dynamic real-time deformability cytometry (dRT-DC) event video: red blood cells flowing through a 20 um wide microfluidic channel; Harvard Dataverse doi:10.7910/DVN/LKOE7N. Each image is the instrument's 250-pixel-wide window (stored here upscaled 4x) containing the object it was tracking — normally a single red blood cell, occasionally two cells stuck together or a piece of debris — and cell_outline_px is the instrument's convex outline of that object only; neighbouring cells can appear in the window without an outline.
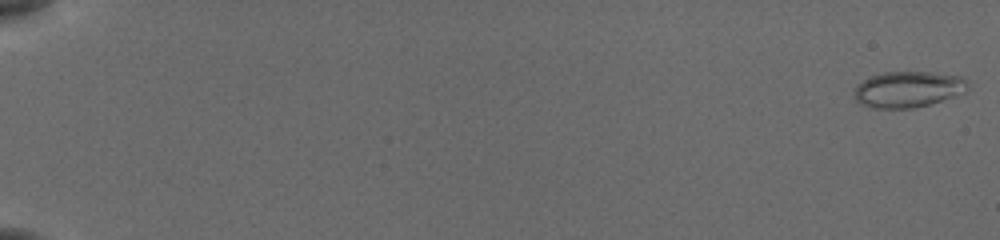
{"species": "common noctule bat (a hibernating species)", "species_latin": "Nyctalus noctula", "temperature_condition": "cold", "stored_images_in_passage": 56, "camera_frame_rate_fps": 3000, "um_per_image_px": 0.085, "animal": {"sex": "female", "body_mass_g": 19.5, "forearm_length_mm": 54.1}, "frame": {"image": 1, "passage_image": 1, "time_ms": 0.0, "image_size_px": [1000, 240], "cell_outline_px": [[968, 88], [964, 92], [928, 104], [912, 108], [872, 108], [860, 104], [852, 96], [852, 88], [856, 84], [872, 76], [884, 72], [928, 72], [960, 76], [964, 80]], "centroid_in_image_um": [77.08, 7.59], "position_along_channel_um": 7.9, "area_um2": 23.7}}
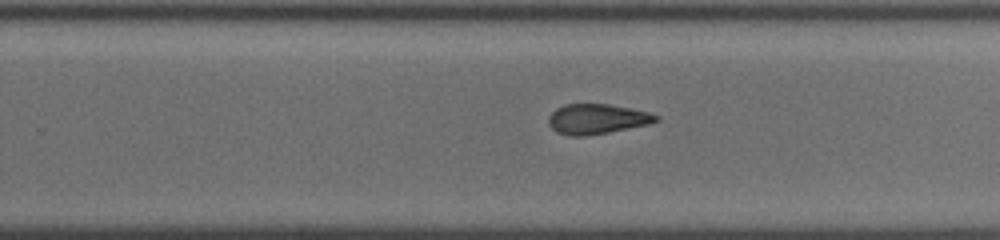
{"frame": {"image": 2, "passage_image": 38, "time_ms": 12.333, "image_size_px": [1000, 240], "cell_outline_px": [[660, 120], [648, 124], [608, 132], [584, 136], [568, 136], [556, 132], [548, 124], [548, 116], [556, 108], [564, 104], [608, 104], [632, 108], [648, 112], [660, 116]], "centroid_in_image_um": [50.72, 10.11], "position_along_channel_um": 279.1, "area_um2": 18.9}}
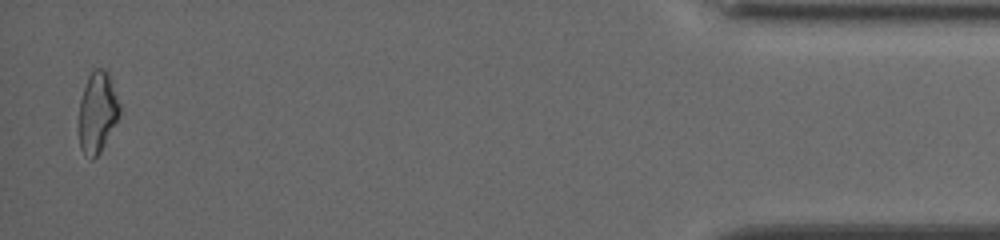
{"frame": {"image": 3, "passage_image": 55, "time_ms": 18.0, "image_size_px": [1000, 240], "cell_outline_px": [[120, 112], [100, 152], [92, 160], [80, 148], [80, 100], [88, 76], [92, 68], [104, 68], [108, 72], [120, 104]], "centroid_in_image_um": [8.28, 9.49], "position_along_channel_um": 426.9, "area_um2": 18.73}, "authors_computed_cell_mechanics": {"area_um2": 19.7676, "velocity_mm_per_s": 3.8512, "shape_relaxation_time_tau1_ms": null, "shape_relaxation_time_tau2_ms": 4.4517, "deformation_change_tau1": null, "deformation_change_tau2": 0.1178}}